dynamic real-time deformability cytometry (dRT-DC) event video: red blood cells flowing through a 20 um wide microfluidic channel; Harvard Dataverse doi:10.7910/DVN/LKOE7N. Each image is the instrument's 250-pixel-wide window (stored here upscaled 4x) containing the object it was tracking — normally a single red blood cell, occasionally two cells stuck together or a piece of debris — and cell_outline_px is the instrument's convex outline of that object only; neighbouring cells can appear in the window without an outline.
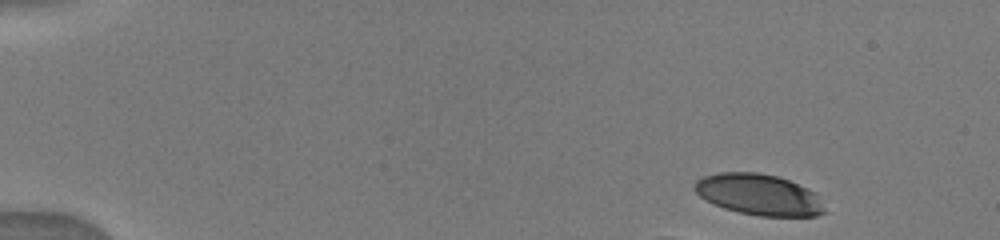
{"species": "human", "species_latin": "Homo sapiens", "temperature_condition": "warm", "stored_images_in_passage": 6, "camera_frame_rate_fps": 3000, "um_per_image_px": 0.085, "donor": {"sex": "male"}, "frame": {"image": 1, "passage_image": 1, "time_ms": 0.0, "image_size_px": [1000, 240], "cell_outline_px": [[828, 212], [816, 216], [760, 216], [740, 212], [724, 208], [700, 196], [692, 188], [692, 184], [696, 180], [704, 176], [720, 172], [756, 172], [776, 176], [788, 180], [808, 188], [816, 192]], "centroid_in_image_um": [64.53, 16.54], "position_along_channel_um": 20.5, "area_um2": 31.21}}